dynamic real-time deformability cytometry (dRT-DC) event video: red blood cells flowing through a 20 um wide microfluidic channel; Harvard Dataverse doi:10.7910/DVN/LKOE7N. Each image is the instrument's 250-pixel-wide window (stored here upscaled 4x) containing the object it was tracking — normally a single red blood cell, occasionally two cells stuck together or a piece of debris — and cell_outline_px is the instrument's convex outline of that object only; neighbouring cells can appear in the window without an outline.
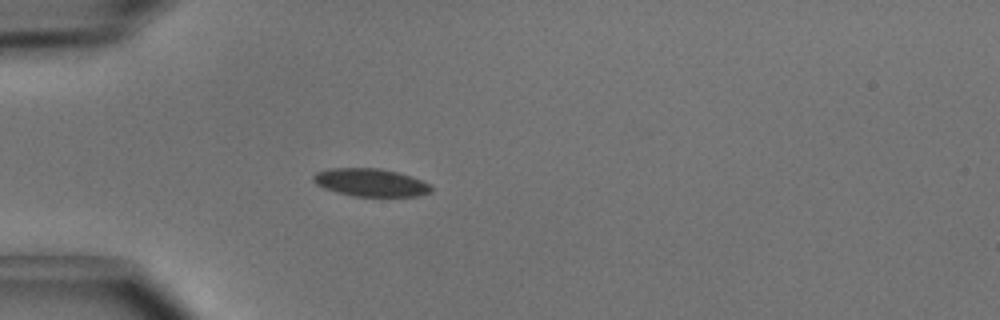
{"species": "common noctule bat (a hibernating species)", "species_latin": "Nyctalus noctula", "temperature_condition": "cold", "stored_images_in_passage": 36, "camera_frame_rate_fps": 3000, "um_per_image_px": 0.085, "animal": {"sex": "male", "body_mass_g": 15.6}, "frame": {"image": 1, "passage_image": 1, "time_ms": 0.0, "image_size_px": [1000, 320], "cell_outline_px": [[432, 192], [416, 196], [352, 196], [336, 192], [324, 188], [316, 184], [312, 180], [312, 176], [316, 172], [332, 168], [380, 168], [396, 172], [432, 184]], "centroid_in_image_um": [31.48, 15.51], "position_along_channel_um": 53.5, "area_um2": 19.07}}
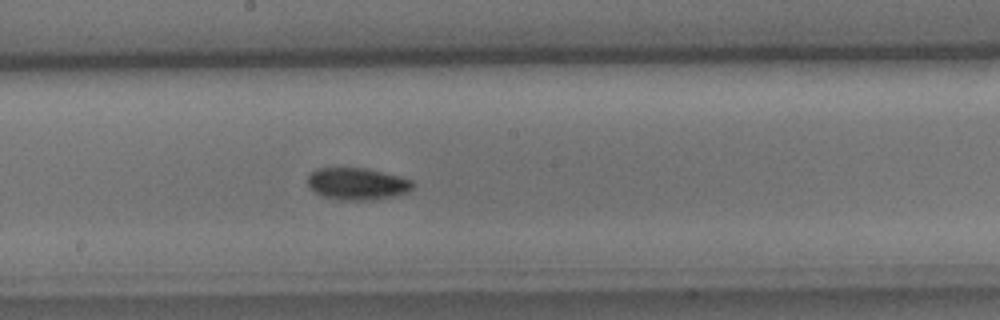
{"frame": {"image": 2, "passage_image": 14, "time_ms": 4.333, "image_size_px": [1000, 320], "cell_outline_px": [[416, 184], [408, 192], [392, 196], [372, 200], [344, 200], [324, 196], [316, 192], [308, 184], [308, 176], [316, 168], [368, 168], [412, 180]], "centroid_in_image_um": [30.39, 15.61], "position_along_channel_um": 217.8, "area_um2": 19.42}}
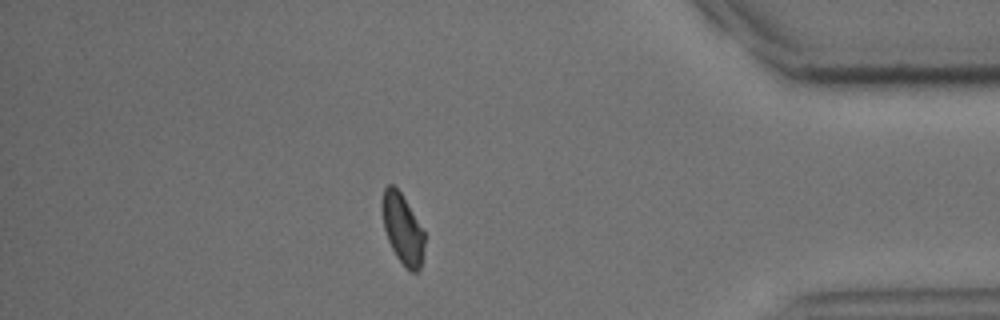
{"frame": {"image": 3, "passage_image": 30, "time_ms": 9.667, "image_size_px": [1000, 320], "cell_outline_px": [[424, 244], [420, 272], [408, 272], [396, 256], [388, 240], [384, 228], [380, 208], [380, 200], [384, 188], [388, 184], [392, 184], [400, 192], [424, 232]], "centroid_in_image_um": [34.18, 19.47], "position_along_channel_um": 401.0, "area_um2": 17.4}, "authors_computed_cell_mechanics": {"area_um2": 18.4382, "velocity_mm_per_s": 4.0415, "shape_relaxation_time_tau1_ms": 3.2067, "shape_relaxation_time_tau2_ms": null, "deformation_change_tau1": 0.0888, "deformation_change_tau2": null}}